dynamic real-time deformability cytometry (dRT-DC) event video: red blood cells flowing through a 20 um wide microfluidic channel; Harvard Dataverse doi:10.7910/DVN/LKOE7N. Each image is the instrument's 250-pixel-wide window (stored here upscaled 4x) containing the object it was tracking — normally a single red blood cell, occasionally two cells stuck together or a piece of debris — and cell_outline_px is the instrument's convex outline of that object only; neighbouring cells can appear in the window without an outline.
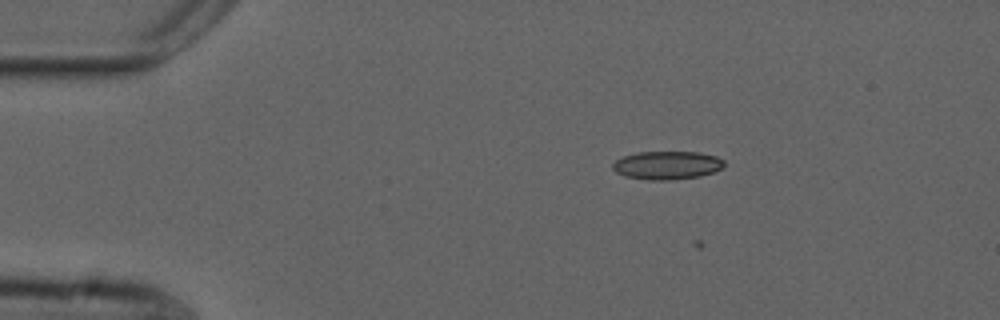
{"species": "common noctule bat (a hibernating species)", "species_latin": "Nyctalus noctula", "temperature_condition": "cold", "stored_images_in_passage": 9, "camera_frame_rate_fps": 3000, "um_per_image_px": 0.085, "animal": {"sex": "male", "forearm_length_mm": 52.5}, "frame": {"image": 1, "passage_image": 4, "time_ms": 1.0, "image_size_px": [1000, 320], "cell_outline_px": [[724, 164], [720, 168], [712, 172], [700, 176], [668, 180], [648, 180], [624, 176], [616, 172], [612, 168], [612, 164], [616, 160], [624, 156], [636, 152], [700, 152], [716, 156], [724, 160]], "centroid_in_image_um": [56.67, 14.04], "position_along_channel_um": 28.3, "area_um2": 18.32}}